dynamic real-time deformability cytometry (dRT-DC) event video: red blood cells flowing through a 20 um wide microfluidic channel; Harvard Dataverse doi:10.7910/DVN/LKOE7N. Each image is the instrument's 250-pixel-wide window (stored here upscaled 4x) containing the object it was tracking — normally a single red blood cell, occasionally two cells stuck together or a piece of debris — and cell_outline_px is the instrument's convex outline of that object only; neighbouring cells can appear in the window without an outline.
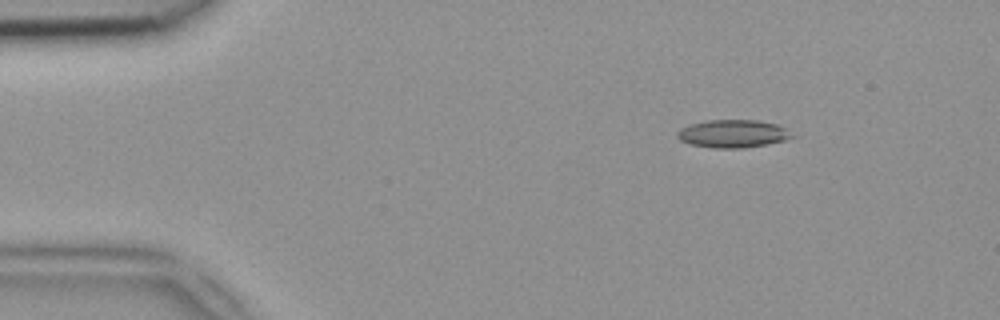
{"species": "common noctule bat (a hibernating species)", "species_latin": "Nyctalus noctula", "temperature_condition": "room temperature", "stored_images_in_passage": 49, "camera_frame_rate_fps": 3000, "um_per_image_px": 0.085, "animal": {"sex": "female", "body_mass_g": 18.4}, "frame": {"image": 1, "passage_image": 7, "time_ms": 2.0, "image_size_px": [1000, 320], "cell_outline_px": [[796, 136], [784, 140], [744, 148], [712, 148], [692, 144], [680, 140], [676, 136], [676, 132], [680, 128], [692, 124], [708, 120], [756, 120], [776, 124], [784, 128]], "centroid_in_image_um": [62.27, 11.36], "position_along_channel_um": 22.7, "area_um2": 18.44}}
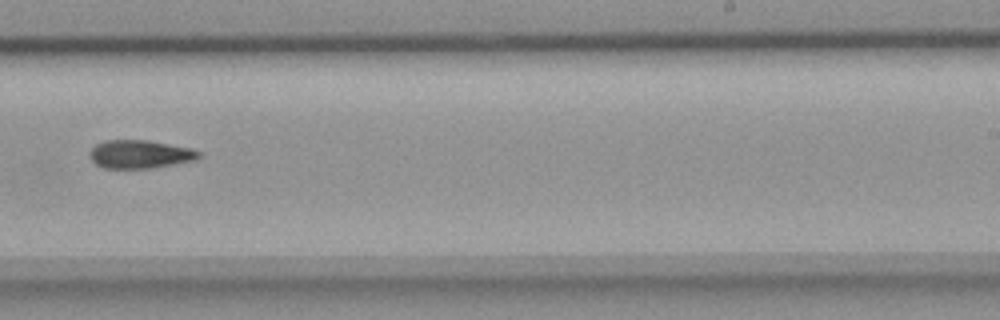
{"frame": {"image": 2, "passage_image": 31, "time_ms": 10.0, "image_size_px": [1000, 320], "cell_outline_px": [[200, 156], [196, 160], [152, 168], [104, 168], [96, 164], [88, 156], [88, 152], [96, 144], [104, 140], [148, 140], [192, 148], [200, 152]], "centroid_in_image_um": [11.88, 13.1], "position_along_channel_um": 277.1, "area_um2": 18.09}}
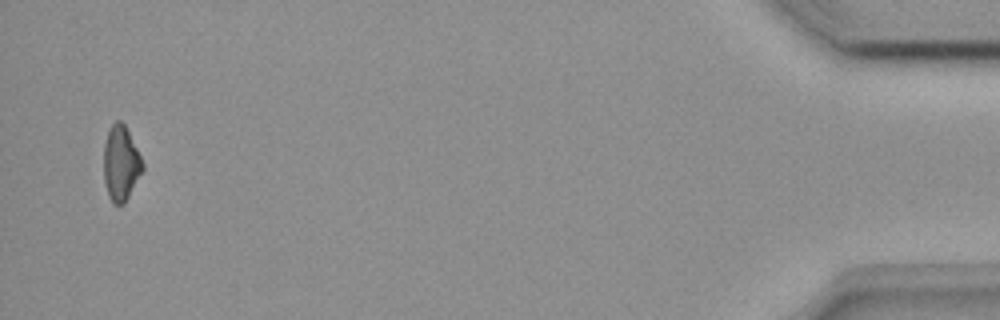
{"frame": {"image": 3, "passage_image": 48, "time_ms": 15.667, "image_size_px": [1000, 320], "cell_outline_px": [[144, 168], [124, 204], [112, 204], [108, 196], [104, 180], [104, 140], [108, 128], [116, 120], [120, 120], [124, 124], [144, 164]], "centroid_in_image_um": [10.25, 13.88], "position_along_channel_um": 425.0, "area_um2": 16.94}}